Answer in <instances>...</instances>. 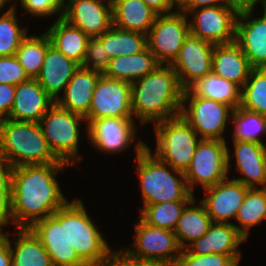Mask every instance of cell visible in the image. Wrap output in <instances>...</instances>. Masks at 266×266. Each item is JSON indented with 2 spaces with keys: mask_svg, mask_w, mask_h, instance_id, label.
Instances as JSON below:
<instances>
[{
  "mask_svg": "<svg viewBox=\"0 0 266 266\" xmlns=\"http://www.w3.org/2000/svg\"><path fill=\"white\" fill-rule=\"evenodd\" d=\"M101 73L79 67L72 75L63 91L55 101L60 107L86 116L89 113L93 92Z\"/></svg>",
  "mask_w": 266,
  "mask_h": 266,
  "instance_id": "cell-24",
  "label": "cell"
},
{
  "mask_svg": "<svg viewBox=\"0 0 266 266\" xmlns=\"http://www.w3.org/2000/svg\"><path fill=\"white\" fill-rule=\"evenodd\" d=\"M146 266H168V265L148 263Z\"/></svg>",
  "mask_w": 266,
  "mask_h": 266,
  "instance_id": "cell-52",
  "label": "cell"
},
{
  "mask_svg": "<svg viewBox=\"0 0 266 266\" xmlns=\"http://www.w3.org/2000/svg\"><path fill=\"white\" fill-rule=\"evenodd\" d=\"M238 12L229 4L193 9L190 34L213 45L234 42Z\"/></svg>",
  "mask_w": 266,
  "mask_h": 266,
  "instance_id": "cell-13",
  "label": "cell"
},
{
  "mask_svg": "<svg viewBox=\"0 0 266 266\" xmlns=\"http://www.w3.org/2000/svg\"><path fill=\"white\" fill-rule=\"evenodd\" d=\"M118 250L114 252L110 247L105 259L98 266H146L148 264L127 249Z\"/></svg>",
  "mask_w": 266,
  "mask_h": 266,
  "instance_id": "cell-43",
  "label": "cell"
},
{
  "mask_svg": "<svg viewBox=\"0 0 266 266\" xmlns=\"http://www.w3.org/2000/svg\"><path fill=\"white\" fill-rule=\"evenodd\" d=\"M30 229L50 256L53 266H87L76 254L67 236V203Z\"/></svg>",
  "mask_w": 266,
  "mask_h": 266,
  "instance_id": "cell-11",
  "label": "cell"
},
{
  "mask_svg": "<svg viewBox=\"0 0 266 266\" xmlns=\"http://www.w3.org/2000/svg\"><path fill=\"white\" fill-rule=\"evenodd\" d=\"M230 154L226 141L201 139L184 172L190 192L193 194L197 184L206 189L226 179L231 168Z\"/></svg>",
  "mask_w": 266,
  "mask_h": 266,
  "instance_id": "cell-8",
  "label": "cell"
},
{
  "mask_svg": "<svg viewBox=\"0 0 266 266\" xmlns=\"http://www.w3.org/2000/svg\"><path fill=\"white\" fill-rule=\"evenodd\" d=\"M62 17L87 36L99 37L113 26L112 2L68 0V3L64 4Z\"/></svg>",
  "mask_w": 266,
  "mask_h": 266,
  "instance_id": "cell-16",
  "label": "cell"
},
{
  "mask_svg": "<svg viewBox=\"0 0 266 266\" xmlns=\"http://www.w3.org/2000/svg\"><path fill=\"white\" fill-rule=\"evenodd\" d=\"M131 109V83L101 74L93 92L89 113L85 116L88 125L101 118H133Z\"/></svg>",
  "mask_w": 266,
  "mask_h": 266,
  "instance_id": "cell-14",
  "label": "cell"
},
{
  "mask_svg": "<svg viewBox=\"0 0 266 266\" xmlns=\"http://www.w3.org/2000/svg\"><path fill=\"white\" fill-rule=\"evenodd\" d=\"M263 16L251 18L253 9L241 10L236 20L235 42L253 68H266V8Z\"/></svg>",
  "mask_w": 266,
  "mask_h": 266,
  "instance_id": "cell-18",
  "label": "cell"
},
{
  "mask_svg": "<svg viewBox=\"0 0 266 266\" xmlns=\"http://www.w3.org/2000/svg\"><path fill=\"white\" fill-rule=\"evenodd\" d=\"M135 152L137 176L143 196L142 208L162 202L196 199L187 186L184 172L159 160L141 140L136 143Z\"/></svg>",
  "mask_w": 266,
  "mask_h": 266,
  "instance_id": "cell-3",
  "label": "cell"
},
{
  "mask_svg": "<svg viewBox=\"0 0 266 266\" xmlns=\"http://www.w3.org/2000/svg\"><path fill=\"white\" fill-rule=\"evenodd\" d=\"M226 2L235 7L238 11L253 9L255 5L259 2L262 4V0H226Z\"/></svg>",
  "mask_w": 266,
  "mask_h": 266,
  "instance_id": "cell-50",
  "label": "cell"
},
{
  "mask_svg": "<svg viewBox=\"0 0 266 266\" xmlns=\"http://www.w3.org/2000/svg\"><path fill=\"white\" fill-rule=\"evenodd\" d=\"M156 148L154 155L173 169L185 172L201 140L181 116L155 124Z\"/></svg>",
  "mask_w": 266,
  "mask_h": 266,
  "instance_id": "cell-5",
  "label": "cell"
},
{
  "mask_svg": "<svg viewBox=\"0 0 266 266\" xmlns=\"http://www.w3.org/2000/svg\"><path fill=\"white\" fill-rule=\"evenodd\" d=\"M58 17L46 32L50 42L59 52L81 66L90 37L62 16Z\"/></svg>",
  "mask_w": 266,
  "mask_h": 266,
  "instance_id": "cell-28",
  "label": "cell"
},
{
  "mask_svg": "<svg viewBox=\"0 0 266 266\" xmlns=\"http://www.w3.org/2000/svg\"><path fill=\"white\" fill-rule=\"evenodd\" d=\"M14 167L0 158V192H12V173Z\"/></svg>",
  "mask_w": 266,
  "mask_h": 266,
  "instance_id": "cell-47",
  "label": "cell"
},
{
  "mask_svg": "<svg viewBox=\"0 0 266 266\" xmlns=\"http://www.w3.org/2000/svg\"><path fill=\"white\" fill-rule=\"evenodd\" d=\"M240 107L266 116V68H253L241 88Z\"/></svg>",
  "mask_w": 266,
  "mask_h": 266,
  "instance_id": "cell-36",
  "label": "cell"
},
{
  "mask_svg": "<svg viewBox=\"0 0 266 266\" xmlns=\"http://www.w3.org/2000/svg\"><path fill=\"white\" fill-rule=\"evenodd\" d=\"M158 15L173 13L176 7V0H143ZM175 5V6H174Z\"/></svg>",
  "mask_w": 266,
  "mask_h": 266,
  "instance_id": "cell-48",
  "label": "cell"
},
{
  "mask_svg": "<svg viewBox=\"0 0 266 266\" xmlns=\"http://www.w3.org/2000/svg\"><path fill=\"white\" fill-rule=\"evenodd\" d=\"M235 219L240 225L234 226L247 239L250 227L266 219V188H249Z\"/></svg>",
  "mask_w": 266,
  "mask_h": 266,
  "instance_id": "cell-33",
  "label": "cell"
},
{
  "mask_svg": "<svg viewBox=\"0 0 266 266\" xmlns=\"http://www.w3.org/2000/svg\"><path fill=\"white\" fill-rule=\"evenodd\" d=\"M9 222L12 223L11 192H0V234Z\"/></svg>",
  "mask_w": 266,
  "mask_h": 266,
  "instance_id": "cell-46",
  "label": "cell"
},
{
  "mask_svg": "<svg viewBox=\"0 0 266 266\" xmlns=\"http://www.w3.org/2000/svg\"><path fill=\"white\" fill-rule=\"evenodd\" d=\"M188 15L179 11L157 15L147 34V47L160 64H171L190 34Z\"/></svg>",
  "mask_w": 266,
  "mask_h": 266,
  "instance_id": "cell-10",
  "label": "cell"
},
{
  "mask_svg": "<svg viewBox=\"0 0 266 266\" xmlns=\"http://www.w3.org/2000/svg\"><path fill=\"white\" fill-rule=\"evenodd\" d=\"M15 86L0 83V121L8 119L14 103Z\"/></svg>",
  "mask_w": 266,
  "mask_h": 266,
  "instance_id": "cell-44",
  "label": "cell"
},
{
  "mask_svg": "<svg viewBox=\"0 0 266 266\" xmlns=\"http://www.w3.org/2000/svg\"><path fill=\"white\" fill-rule=\"evenodd\" d=\"M184 89L170 64H160L151 73L131 83V109L141 124L154 125L180 115Z\"/></svg>",
  "mask_w": 266,
  "mask_h": 266,
  "instance_id": "cell-2",
  "label": "cell"
},
{
  "mask_svg": "<svg viewBox=\"0 0 266 266\" xmlns=\"http://www.w3.org/2000/svg\"><path fill=\"white\" fill-rule=\"evenodd\" d=\"M80 67L78 63L59 52L52 44L46 49L45 59L36 80L56 101L62 90Z\"/></svg>",
  "mask_w": 266,
  "mask_h": 266,
  "instance_id": "cell-23",
  "label": "cell"
},
{
  "mask_svg": "<svg viewBox=\"0 0 266 266\" xmlns=\"http://www.w3.org/2000/svg\"><path fill=\"white\" fill-rule=\"evenodd\" d=\"M253 67L234 41L215 45L212 55V72L240 88L244 86Z\"/></svg>",
  "mask_w": 266,
  "mask_h": 266,
  "instance_id": "cell-25",
  "label": "cell"
},
{
  "mask_svg": "<svg viewBox=\"0 0 266 266\" xmlns=\"http://www.w3.org/2000/svg\"><path fill=\"white\" fill-rule=\"evenodd\" d=\"M21 7L28 14L35 16L49 17L60 13L63 16L65 0H19ZM61 11V12H60Z\"/></svg>",
  "mask_w": 266,
  "mask_h": 266,
  "instance_id": "cell-42",
  "label": "cell"
},
{
  "mask_svg": "<svg viewBox=\"0 0 266 266\" xmlns=\"http://www.w3.org/2000/svg\"><path fill=\"white\" fill-rule=\"evenodd\" d=\"M191 201H172L146 205L141 208V218L151 226L174 231L177 221Z\"/></svg>",
  "mask_w": 266,
  "mask_h": 266,
  "instance_id": "cell-37",
  "label": "cell"
},
{
  "mask_svg": "<svg viewBox=\"0 0 266 266\" xmlns=\"http://www.w3.org/2000/svg\"><path fill=\"white\" fill-rule=\"evenodd\" d=\"M214 46L191 34L185 39L178 56L170 64L184 90L212 72Z\"/></svg>",
  "mask_w": 266,
  "mask_h": 266,
  "instance_id": "cell-15",
  "label": "cell"
},
{
  "mask_svg": "<svg viewBox=\"0 0 266 266\" xmlns=\"http://www.w3.org/2000/svg\"><path fill=\"white\" fill-rule=\"evenodd\" d=\"M263 8H266V0H262Z\"/></svg>",
  "mask_w": 266,
  "mask_h": 266,
  "instance_id": "cell-53",
  "label": "cell"
},
{
  "mask_svg": "<svg viewBox=\"0 0 266 266\" xmlns=\"http://www.w3.org/2000/svg\"><path fill=\"white\" fill-rule=\"evenodd\" d=\"M160 63L146 47L143 51L130 56H118L109 61L104 75L109 78L130 83L151 73Z\"/></svg>",
  "mask_w": 266,
  "mask_h": 266,
  "instance_id": "cell-29",
  "label": "cell"
},
{
  "mask_svg": "<svg viewBox=\"0 0 266 266\" xmlns=\"http://www.w3.org/2000/svg\"><path fill=\"white\" fill-rule=\"evenodd\" d=\"M233 142L236 169L243 176L233 179L249 188H266V145L248 141Z\"/></svg>",
  "mask_w": 266,
  "mask_h": 266,
  "instance_id": "cell-22",
  "label": "cell"
},
{
  "mask_svg": "<svg viewBox=\"0 0 266 266\" xmlns=\"http://www.w3.org/2000/svg\"><path fill=\"white\" fill-rule=\"evenodd\" d=\"M51 45L49 36L44 32L40 36H26L15 56L30 79H36L46 55V49Z\"/></svg>",
  "mask_w": 266,
  "mask_h": 266,
  "instance_id": "cell-34",
  "label": "cell"
},
{
  "mask_svg": "<svg viewBox=\"0 0 266 266\" xmlns=\"http://www.w3.org/2000/svg\"><path fill=\"white\" fill-rule=\"evenodd\" d=\"M228 4L226 0H176L179 12L188 14L193 9Z\"/></svg>",
  "mask_w": 266,
  "mask_h": 266,
  "instance_id": "cell-45",
  "label": "cell"
},
{
  "mask_svg": "<svg viewBox=\"0 0 266 266\" xmlns=\"http://www.w3.org/2000/svg\"><path fill=\"white\" fill-rule=\"evenodd\" d=\"M8 1L11 0H0V10L5 6V4H7Z\"/></svg>",
  "mask_w": 266,
  "mask_h": 266,
  "instance_id": "cell-51",
  "label": "cell"
},
{
  "mask_svg": "<svg viewBox=\"0 0 266 266\" xmlns=\"http://www.w3.org/2000/svg\"><path fill=\"white\" fill-rule=\"evenodd\" d=\"M0 158L13 167L64 163L50 149L39 123L0 121Z\"/></svg>",
  "mask_w": 266,
  "mask_h": 266,
  "instance_id": "cell-4",
  "label": "cell"
},
{
  "mask_svg": "<svg viewBox=\"0 0 266 266\" xmlns=\"http://www.w3.org/2000/svg\"><path fill=\"white\" fill-rule=\"evenodd\" d=\"M246 241L234 224L212 222L205 235L190 243L185 250L189 254H222L229 257H241L239 245Z\"/></svg>",
  "mask_w": 266,
  "mask_h": 266,
  "instance_id": "cell-21",
  "label": "cell"
},
{
  "mask_svg": "<svg viewBox=\"0 0 266 266\" xmlns=\"http://www.w3.org/2000/svg\"><path fill=\"white\" fill-rule=\"evenodd\" d=\"M86 121L80 114L60 107L56 102L41 118L39 124L50 149L56 157L69 165H78L79 124Z\"/></svg>",
  "mask_w": 266,
  "mask_h": 266,
  "instance_id": "cell-6",
  "label": "cell"
},
{
  "mask_svg": "<svg viewBox=\"0 0 266 266\" xmlns=\"http://www.w3.org/2000/svg\"><path fill=\"white\" fill-rule=\"evenodd\" d=\"M0 266H12V253L7 240L0 234Z\"/></svg>",
  "mask_w": 266,
  "mask_h": 266,
  "instance_id": "cell-49",
  "label": "cell"
},
{
  "mask_svg": "<svg viewBox=\"0 0 266 266\" xmlns=\"http://www.w3.org/2000/svg\"><path fill=\"white\" fill-rule=\"evenodd\" d=\"M67 236L87 266H98L110 248L80 198L67 202Z\"/></svg>",
  "mask_w": 266,
  "mask_h": 266,
  "instance_id": "cell-7",
  "label": "cell"
},
{
  "mask_svg": "<svg viewBox=\"0 0 266 266\" xmlns=\"http://www.w3.org/2000/svg\"><path fill=\"white\" fill-rule=\"evenodd\" d=\"M30 80L15 55L0 56V83L18 85Z\"/></svg>",
  "mask_w": 266,
  "mask_h": 266,
  "instance_id": "cell-41",
  "label": "cell"
},
{
  "mask_svg": "<svg viewBox=\"0 0 266 266\" xmlns=\"http://www.w3.org/2000/svg\"><path fill=\"white\" fill-rule=\"evenodd\" d=\"M66 163L23 165L12 173L11 215L18 228H30L35 222L51 216L69 200L57 182V173Z\"/></svg>",
  "mask_w": 266,
  "mask_h": 266,
  "instance_id": "cell-1",
  "label": "cell"
},
{
  "mask_svg": "<svg viewBox=\"0 0 266 266\" xmlns=\"http://www.w3.org/2000/svg\"><path fill=\"white\" fill-rule=\"evenodd\" d=\"M195 203L194 199L185 207L173 231L181 249L205 235L212 223L205 206L200 201L198 206Z\"/></svg>",
  "mask_w": 266,
  "mask_h": 266,
  "instance_id": "cell-31",
  "label": "cell"
},
{
  "mask_svg": "<svg viewBox=\"0 0 266 266\" xmlns=\"http://www.w3.org/2000/svg\"><path fill=\"white\" fill-rule=\"evenodd\" d=\"M183 95H197L215 100L236 109L241 104V88L235 83L217 76L213 72L198 79Z\"/></svg>",
  "mask_w": 266,
  "mask_h": 266,
  "instance_id": "cell-30",
  "label": "cell"
},
{
  "mask_svg": "<svg viewBox=\"0 0 266 266\" xmlns=\"http://www.w3.org/2000/svg\"><path fill=\"white\" fill-rule=\"evenodd\" d=\"M109 61L102 41L98 37H90L81 67L104 74Z\"/></svg>",
  "mask_w": 266,
  "mask_h": 266,
  "instance_id": "cell-40",
  "label": "cell"
},
{
  "mask_svg": "<svg viewBox=\"0 0 266 266\" xmlns=\"http://www.w3.org/2000/svg\"><path fill=\"white\" fill-rule=\"evenodd\" d=\"M158 14L143 0H114L112 2L113 26L148 34Z\"/></svg>",
  "mask_w": 266,
  "mask_h": 266,
  "instance_id": "cell-26",
  "label": "cell"
},
{
  "mask_svg": "<svg viewBox=\"0 0 266 266\" xmlns=\"http://www.w3.org/2000/svg\"><path fill=\"white\" fill-rule=\"evenodd\" d=\"M241 257H229L222 254H189L185 249L174 266H239Z\"/></svg>",
  "mask_w": 266,
  "mask_h": 266,
  "instance_id": "cell-39",
  "label": "cell"
},
{
  "mask_svg": "<svg viewBox=\"0 0 266 266\" xmlns=\"http://www.w3.org/2000/svg\"><path fill=\"white\" fill-rule=\"evenodd\" d=\"M135 249H126L143 261L153 264L174 266L180 256L181 248L173 231L148 225L141 217L135 224L133 236Z\"/></svg>",
  "mask_w": 266,
  "mask_h": 266,
  "instance_id": "cell-12",
  "label": "cell"
},
{
  "mask_svg": "<svg viewBox=\"0 0 266 266\" xmlns=\"http://www.w3.org/2000/svg\"><path fill=\"white\" fill-rule=\"evenodd\" d=\"M232 124L235 127L233 141H248L264 144L259 134H266V116L237 107L232 113Z\"/></svg>",
  "mask_w": 266,
  "mask_h": 266,
  "instance_id": "cell-35",
  "label": "cell"
},
{
  "mask_svg": "<svg viewBox=\"0 0 266 266\" xmlns=\"http://www.w3.org/2000/svg\"><path fill=\"white\" fill-rule=\"evenodd\" d=\"M135 126L133 118H101L88 125L86 135L100 152L118 153L135 141Z\"/></svg>",
  "mask_w": 266,
  "mask_h": 266,
  "instance_id": "cell-17",
  "label": "cell"
},
{
  "mask_svg": "<svg viewBox=\"0 0 266 266\" xmlns=\"http://www.w3.org/2000/svg\"><path fill=\"white\" fill-rule=\"evenodd\" d=\"M11 6L0 16V56L15 55L28 35L27 28L20 27L17 22L16 6Z\"/></svg>",
  "mask_w": 266,
  "mask_h": 266,
  "instance_id": "cell-38",
  "label": "cell"
},
{
  "mask_svg": "<svg viewBox=\"0 0 266 266\" xmlns=\"http://www.w3.org/2000/svg\"><path fill=\"white\" fill-rule=\"evenodd\" d=\"M106 50V55L111 59L118 56H130L143 51L147 47V35L126 31L112 26L98 37Z\"/></svg>",
  "mask_w": 266,
  "mask_h": 266,
  "instance_id": "cell-32",
  "label": "cell"
},
{
  "mask_svg": "<svg viewBox=\"0 0 266 266\" xmlns=\"http://www.w3.org/2000/svg\"><path fill=\"white\" fill-rule=\"evenodd\" d=\"M233 110L227 104L215 100L197 95H183L180 115L200 139L226 141L222 134L230 123L228 121L232 118Z\"/></svg>",
  "mask_w": 266,
  "mask_h": 266,
  "instance_id": "cell-9",
  "label": "cell"
},
{
  "mask_svg": "<svg viewBox=\"0 0 266 266\" xmlns=\"http://www.w3.org/2000/svg\"><path fill=\"white\" fill-rule=\"evenodd\" d=\"M55 100L36 79L15 86L14 103L8 119L39 123Z\"/></svg>",
  "mask_w": 266,
  "mask_h": 266,
  "instance_id": "cell-20",
  "label": "cell"
},
{
  "mask_svg": "<svg viewBox=\"0 0 266 266\" xmlns=\"http://www.w3.org/2000/svg\"><path fill=\"white\" fill-rule=\"evenodd\" d=\"M248 189L241 182L227 177L204 189L205 198L199 201L205 206L212 222L229 223L228 219L236 218Z\"/></svg>",
  "mask_w": 266,
  "mask_h": 266,
  "instance_id": "cell-19",
  "label": "cell"
},
{
  "mask_svg": "<svg viewBox=\"0 0 266 266\" xmlns=\"http://www.w3.org/2000/svg\"><path fill=\"white\" fill-rule=\"evenodd\" d=\"M12 234L18 237L13 245L8 232L1 234L9 243L12 266H53L45 247L30 228H19Z\"/></svg>",
  "mask_w": 266,
  "mask_h": 266,
  "instance_id": "cell-27",
  "label": "cell"
}]
</instances>
